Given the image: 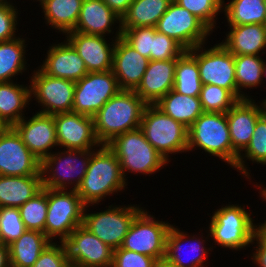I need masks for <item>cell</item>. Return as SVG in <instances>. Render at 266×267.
Masks as SVG:
<instances>
[{
	"label": "cell",
	"instance_id": "6da1fadb",
	"mask_svg": "<svg viewBox=\"0 0 266 267\" xmlns=\"http://www.w3.org/2000/svg\"><path fill=\"white\" fill-rule=\"evenodd\" d=\"M147 104L135 91L121 90L93 116L96 137L107 145L116 136L140 127Z\"/></svg>",
	"mask_w": 266,
	"mask_h": 267
},
{
	"label": "cell",
	"instance_id": "7a4b0ae2",
	"mask_svg": "<svg viewBox=\"0 0 266 267\" xmlns=\"http://www.w3.org/2000/svg\"><path fill=\"white\" fill-rule=\"evenodd\" d=\"M101 146L97 153L92 152L86 174L76 190L85 207L100 202L102 197L122 190L126 185L115 153L107 145Z\"/></svg>",
	"mask_w": 266,
	"mask_h": 267
},
{
	"label": "cell",
	"instance_id": "3957f363",
	"mask_svg": "<svg viewBox=\"0 0 266 267\" xmlns=\"http://www.w3.org/2000/svg\"><path fill=\"white\" fill-rule=\"evenodd\" d=\"M107 146L119 160L124 177L126 170L152 174L167 163V160L146 140L140 127L116 136Z\"/></svg>",
	"mask_w": 266,
	"mask_h": 267
},
{
	"label": "cell",
	"instance_id": "277c9868",
	"mask_svg": "<svg viewBox=\"0 0 266 267\" xmlns=\"http://www.w3.org/2000/svg\"><path fill=\"white\" fill-rule=\"evenodd\" d=\"M140 128L146 140L168 161V154L188 150V128L164 114L157 106L147 105Z\"/></svg>",
	"mask_w": 266,
	"mask_h": 267
},
{
	"label": "cell",
	"instance_id": "5b68a950",
	"mask_svg": "<svg viewBox=\"0 0 266 267\" xmlns=\"http://www.w3.org/2000/svg\"><path fill=\"white\" fill-rule=\"evenodd\" d=\"M200 147L232 165V143L226 113L203 112L188 128V150Z\"/></svg>",
	"mask_w": 266,
	"mask_h": 267
},
{
	"label": "cell",
	"instance_id": "8992f818",
	"mask_svg": "<svg viewBox=\"0 0 266 267\" xmlns=\"http://www.w3.org/2000/svg\"><path fill=\"white\" fill-rule=\"evenodd\" d=\"M85 209L76 190L66 192L64 189L48 188L46 237L51 240L52 237L59 236L61 242H64L78 226L83 224Z\"/></svg>",
	"mask_w": 266,
	"mask_h": 267
},
{
	"label": "cell",
	"instance_id": "52a82bcc",
	"mask_svg": "<svg viewBox=\"0 0 266 267\" xmlns=\"http://www.w3.org/2000/svg\"><path fill=\"white\" fill-rule=\"evenodd\" d=\"M210 224V236L220 246L236 250L254 241L255 225L241 206L222 207L214 213Z\"/></svg>",
	"mask_w": 266,
	"mask_h": 267
},
{
	"label": "cell",
	"instance_id": "ba28073f",
	"mask_svg": "<svg viewBox=\"0 0 266 267\" xmlns=\"http://www.w3.org/2000/svg\"><path fill=\"white\" fill-rule=\"evenodd\" d=\"M121 91L112 70L88 72L75 82L72 112L94 116L101 107Z\"/></svg>",
	"mask_w": 266,
	"mask_h": 267
},
{
	"label": "cell",
	"instance_id": "9c48e42d",
	"mask_svg": "<svg viewBox=\"0 0 266 267\" xmlns=\"http://www.w3.org/2000/svg\"><path fill=\"white\" fill-rule=\"evenodd\" d=\"M143 210L133 220L121 248L150 256L154 259L166 256L167 235L170 224L150 218Z\"/></svg>",
	"mask_w": 266,
	"mask_h": 267
},
{
	"label": "cell",
	"instance_id": "30bf717a",
	"mask_svg": "<svg viewBox=\"0 0 266 267\" xmlns=\"http://www.w3.org/2000/svg\"><path fill=\"white\" fill-rule=\"evenodd\" d=\"M156 31L178 42L185 50L203 45L211 31L201 20L172 1L157 22ZM203 42V43H202Z\"/></svg>",
	"mask_w": 266,
	"mask_h": 267
},
{
	"label": "cell",
	"instance_id": "8fae6325",
	"mask_svg": "<svg viewBox=\"0 0 266 267\" xmlns=\"http://www.w3.org/2000/svg\"><path fill=\"white\" fill-rule=\"evenodd\" d=\"M104 212L83 213V226L113 250L121 247L139 207H111Z\"/></svg>",
	"mask_w": 266,
	"mask_h": 267
},
{
	"label": "cell",
	"instance_id": "7c38bea8",
	"mask_svg": "<svg viewBox=\"0 0 266 267\" xmlns=\"http://www.w3.org/2000/svg\"><path fill=\"white\" fill-rule=\"evenodd\" d=\"M200 48L201 45L188 51L197 60L202 84L225 88L237 98L234 55L221 43L204 52L199 51Z\"/></svg>",
	"mask_w": 266,
	"mask_h": 267
},
{
	"label": "cell",
	"instance_id": "4fadbf2b",
	"mask_svg": "<svg viewBox=\"0 0 266 267\" xmlns=\"http://www.w3.org/2000/svg\"><path fill=\"white\" fill-rule=\"evenodd\" d=\"M262 115V108L254 104L251 99L238 100L226 112L232 143V166L239 169L242 174H246L245 176L248 172L240 152L249 144L255 124Z\"/></svg>",
	"mask_w": 266,
	"mask_h": 267
},
{
	"label": "cell",
	"instance_id": "5bb4252c",
	"mask_svg": "<svg viewBox=\"0 0 266 267\" xmlns=\"http://www.w3.org/2000/svg\"><path fill=\"white\" fill-rule=\"evenodd\" d=\"M0 175H42L41 161L26 147L13 127L0 135Z\"/></svg>",
	"mask_w": 266,
	"mask_h": 267
},
{
	"label": "cell",
	"instance_id": "9a60e30c",
	"mask_svg": "<svg viewBox=\"0 0 266 267\" xmlns=\"http://www.w3.org/2000/svg\"><path fill=\"white\" fill-rule=\"evenodd\" d=\"M31 81L30 94H34L38 102L46 107L40 113L72 112L75 82L49 76L41 69L35 72Z\"/></svg>",
	"mask_w": 266,
	"mask_h": 267
},
{
	"label": "cell",
	"instance_id": "2e32d148",
	"mask_svg": "<svg viewBox=\"0 0 266 267\" xmlns=\"http://www.w3.org/2000/svg\"><path fill=\"white\" fill-rule=\"evenodd\" d=\"M64 244L69 261L85 267H112L113 265V249L83 225L78 226Z\"/></svg>",
	"mask_w": 266,
	"mask_h": 267
},
{
	"label": "cell",
	"instance_id": "e0dca14e",
	"mask_svg": "<svg viewBox=\"0 0 266 267\" xmlns=\"http://www.w3.org/2000/svg\"><path fill=\"white\" fill-rule=\"evenodd\" d=\"M65 153L68 155L67 157H66V155L64 157H62L60 153L59 154H51L50 153L41 162V174H42L43 188L66 190L65 189V187L67 186L66 181L74 180V178H71L74 176V174H76L78 178L75 180L76 183L72 189L77 190V188L81 185L83 177L86 174L89 161L91 159L92 151L91 150L89 151V150L67 149V151ZM58 155H59V157H58ZM76 155L79 157L81 156L84 159V160L80 159V165L78 164L79 163L78 162L79 157H77ZM62 158H65V159H62ZM54 164L55 165L58 164L61 169L58 167L53 168ZM79 167H80V169H78ZM48 169L51 170L50 172H52L53 174L50 177L46 178L44 176L46 175V172L49 173ZM59 170L60 171L62 170V173H60ZM58 172L60 174H57Z\"/></svg>",
	"mask_w": 266,
	"mask_h": 267
},
{
	"label": "cell",
	"instance_id": "ac0fdd59",
	"mask_svg": "<svg viewBox=\"0 0 266 267\" xmlns=\"http://www.w3.org/2000/svg\"><path fill=\"white\" fill-rule=\"evenodd\" d=\"M54 123L59 146L90 150L92 146L101 144L96 137L92 116L75 112L57 113L54 114Z\"/></svg>",
	"mask_w": 266,
	"mask_h": 267
},
{
	"label": "cell",
	"instance_id": "d6986e66",
	"mask_svg": "<svg viewBox=\"0 0 266 267\" xmlns=\"http://www.w3.org/2000/svg\"><path fill=\"white\" fill-rule=\"evenodd\" d=\"M112 46L114 47L112 72L121 90L135 91L142 81L150 60L140 55L122 38L121 29Z\"/></svg>",
	"mask_w": 266,
	"mask_h": 267
},
{
	"label": "cell",
	"instance_id": "ffe728a7",
	"mask_svg": "<svg viewBox=\"0 0 266 267\" xmlns=\"http://www.w3.org/2000/svg\"><path fill=\"white\" fill-rule=\"evenodd\" d=\"M13 128L41 162L50 154V147L58 145L54 115L38 112L28 122L22 118Z\"/></svg>",
	"mask_w": 266,
	"mask_h": 267
},
{
	"label": "cell",
	"instance_id": "44dd1931",
	"mask_svg": "<svg viewBox=\"0 0 266 267\" xmlns=\"http://www.w3.org/2000/svg\"><path fill=\"white\" fill-rule=\"evenodd\" d=\"M176 59L150 60L135 93L147 104L155 105L174 86Z\"/></svg>",
	"mask_w": 266,
	"mask_h": 267
},
{
	"label": "cell",
	"instance_id": "7402d4cb",
	"mask_svg": "<svg viewBox=\"0 0 266 267\" xmlns=\"http://www.w3.org/2000/svg\"><path fill=\"white\" fill-rule=\"evenodd\" d=\"M67 41L83 59L88 72H106L112 70L113 51L104 36L89 35L81 32H69Z\"/></svg>",
	"mask_w": 266,
	"mask_h": 267
},
{
	"label": "cell",
	"instance_id": "603a6c76",
	"mask_svg": "<svg viewBox=\"0 0 266 267\" xmlns=\"http://www.w3.org/2000/svg\"><path fill=\"white\" fill-rule=\"evenodd\" d=\"M47 54L41 70L49 76L77 82L88 73L83 59L68 41L52 46Z\"/></svg>",
	"mask_w": 266,
	"mask_h": 267
},
{
	"label": "cell",
	"instance_id": "cb8c5ba5",
	"mask_svg": "<svg viewBox=\"0 0 266 267\" xmlns=\"http://www.w3.org/2000/svg\"><path fill=\"white\" fill-rule=\"evenodd\" d=\"M42 189V175H0V207L19 208Z\"/></svg>",
	"mask_w": 266,
	"mask_h": 267
},
{
	"label": "cell",
	"instance_id": "d4e9b609",
	"mask_svg": "<svg viewBox=\"0 0 266 267\" xmlns=\"http://www.w3.org/2000/svg\"><path fill=\"white\" fill-rule=\"evenodd\" d=\"M230 27L231 31L221 44L234 56L258 55L266 47V25L245 24Z\"/></svg>",
	"mask_w": 266,
	"mask_h": 267
},
{
	"label": "cell",
	"instance_id": "484cf974",
	"mask_svg": "<svg viewBox=\"0 0 266 267\" xmlns=\"http://www.w3.org/2000/svg\"><path fill=\"white\" fill-rule=\"evenodd\" d=\"M118 17L103 0H83L75 32L104 36L111 32L110 26Z\"/></svg>",
	"mask_w": 266,
	"mask_h": 267
},
{
	"label": "cell",
	"instance_id": "4316f807",
	"mask_svg": "<svg viewBox=\"0 0 266 267\" xmlns=\"http://www.w3.org/2000/svg\"><path fill=\"white\" fill-rule=\"evenodd\" d=\"M51 242L43 232L26 230L8 246L10 267H32Z\"/></svg>",
	"mask_w": 266,
	"mask_h": 267
},
{
	"label": "cell",
	"instance_id": "83f0119b",
	"mask_svg": "<svg viewBox=\"0 0 266 267\" xmlns=\"http://www.w3.org/2000/svg\"><path fill=\"white\" fill-rule=\"evenodd\" d=\"M173 0H134L120 19V29L155 27Z\"/></svg>",
	"mask_w": 266,
	"mask_h": 267
},
{
	"label": "cell",
	"instance_id": "f1b7e54d",
	"mask_svg": "<svg viewBox=\"0 0 266 267\" xmlns=\"http://www.w3.org/2000/svg\"><path fill=\"white\" fill-rule=\"evenodd\" d=\"M155 106L187 128L203 113L199 97L183 95L173 89L163 96Z\"/></svg>",
	"mask_w": 266,
	"mask_h": 267
},
{
	"label": "cell",
	"instance_id": "f546056e",
	"mask_svg": "<svg viewBox=\"0 0 266 267\" xmlns=\"http://www.w3.org/2000/svg\"><path fill=\"white\" fill-rule=\"evenodd\" d=\"M30 93V89L19 84L0 82V120L8 127L23 118L21 112L31 98Z\"/></svg>",
	"mask_w": 266,
	"mask_h": 267
},
{
	"label": "cell",
	"instance_id": "4dcf8cb0",
	"mask_svg": "<svg viewBox=\"0 0 266 267\" xmlns=\"http://www.w3.org/2000/svg\"><path fill=\"white\" fill-rule=\"evenodd\" d=\"M83 0H44L41 5L48 23L64 33L75 30Z\"/></svg>",
	"mask_w": 266,
	"mask_h": 267
},
{
	"label": "cell",
	"instance_id": "1f68e13d",
	"mask_svg": "<svg viewBox=\"0 0 266 267\" xmlns=\"http://www.w3.org/2000/svg\"><path fill=\"white\" fill-rule=\"evenodd\" d=\"M202 82L195 57L185 50L177 59L173 90L193 97H199Z\"/></svg>",
	"mask_w": 266,
	"mask_h": 267
},
{
	"label": "cell",
	"instance_id": "d6a6232c",
	"mask_svg": "<svg viewBox=\"0 0 266 267\" xmlns=\"http://www.w3.org/2000/svg\"><path fill=\"white\" fill-rule=\"evenodd\" d=\"M225 7L230 26L245 24L266 25V8L264 0H232Z\"/></svg>",
	"mask_w": 266,
	"mask_h": 267
},
{
	"label": "cell",
	"instance_id": "836d02e7",
	"mask_svg": "<svg viewBox=\"0 0 266 267\" xmlns=\"http://www.w3.org/2000/svg\"><path fill=\"white\" fill-rule=\"evenodd\" d=\"M235 78L237 84V99H247L244 94H240V87L251 88L262 79L263 60L258 55H237L234 56Z\"/></svg>",
	"mask_w": 266,
	"mask_h": 267
},
{
	"label": "cell",
	"instance_id": "e575fe53",
	"mask_svg": "<svg viewBox=\"0 0 266 267\" xmlns=\"http://www.w3.org/2000/svg\"><path fill=\"white\" fill-rule=\"evenodd\" d=\"M24 41L15 38L0 42V82H9L10 77L25 69Z\"/></svg>",
	"mask_w": 266,
	"mask_h": 267
},
{
	"label": "cell",
	"instance_id": "d590c367",
	"mask_svg": "<svg viewBox=\"0 0 266 267\" xmlns=\"http://www.w3.org/2000/svg\"><path fill=\"white\" fill-rule=\"evenodd\" d=\"M187 234H184L183 232H180L179 229L177 230L173 226L170 228L169 233L167 235V244H166V256L171 262H173L177 267H203L202 263L206 257L207 251H205L204 246L200 247L201 241L196 239V244H190L191 251L197 252L196 255L192 256L190 258L188 264H185L179 253V250L181 251L182 248V242L185 239ZM200 242V243H199ZM200 244V245H198Z\"/></svg>",
	"mask_w": 266,
	"mask_h": 267
},
{
	"label": "cell",
	"instance_id": "8d00e7d4",
	"mask_svg": "<svg viewBox=\"0 0 266 267\" xmlns=\"http://www.w3.org/2000/svg\"><path fill=\"white\" fill-rule=\"evenodd\" d=\"M48 208V188H43L19 207L21 219L27 230H37L45 234V222Z\"/></svg>",
	"mask_w": 266,
	"mask_h": 267
},
{
	"label": "cell",
	"instance_id": "74e56055",
	"mask_svg": "<svg viewBox=\"0 0 266 267\" xmlns=\"http://www.w3.org/2000/svg\"><path fill=\"white\" fill-rule=\"evenodd\" d=\"M199 99L203 112L226 113L238 99L227 89L202 84Z\"/></svg>",
	"mask_w": 266,
	"mask_h": 267
},
{
	"label": "cell",
	"instance_id": "f35d334b",
	"mask_svg": "<svg viewBox=\"0 0 266 267\" xmlns=\"http://www.w3.org/2000/svg\"><path fill=\"white\" fill-rule=\"evenodd\" d=\"M2 244L9 246L27 230L18 207H0Z\"/></svg>",
	"mask_w": 266,
	"mask_h": 267
},
{
	"label": "cell",
	"instance_id": "ab89813d",
	"mask_svg": "<svg viewBox=\"0 0 266 267\" xmlns=\"http://www.w3.org/2000/svg\"><path fill=\"white\" fill-rule=\"evenodd\" d=\"M201 20L211 31L214 18L222 9L223 0H173Z\"/></svg>",
	"mask_w": 266,
	"mask_h": 267
},
{
	"label": "cell",
	"instance_id": "60d3db41",
	"mask_svg": "<svg viewBox=\"0 0 266 267\" xmlns=\"http://www.w3.org/2000/svg\"><path fill=\"white\" fill-rule=\"evenodd\" d=\"M155 32V27H134L125 29L122 38L140 55L151 60L152 39Z\"/></svg>",
	"mask_w": 266,
	"mask_h": 267
},
{
	"label": "cell",
	"instance_id": "b9f144b4",
	"mask_svg": "<svg viewBox=\"0 0 266 267\" xmlns=\"http://www.w3.org/2000/svg\"><path fill=\"white\" fill-rule=\"evenodd\" d=\"M243 151L248 159L266 165V117L264 115L257 120L251 140Z\"/></svg>",
	"mask_w": 266,
	"mask_h": 267
},
{
	"label": "cell",
	"instance_id": "7bdbcfd3",
	"mask_svg": "<svg viewBox=\"0 0 266 267\" xmlns=\"http://www.w3.org/2000/svg\"><path fill=\"white\" fill-rule=\"evenodd\" d=\"M185 49L174 39L165 34L155 32L152 39L151 60L177 59Z\"/></svg>",
	"mask_w": 266,
	"mask_h": 267
},
{
	"label": "cell",
	"instance_id": "ee69618b",
	"mask_svg": "<svg viewBox=\"0 0 266 267\" xmlns=\"http://www.w3.org/2000/svg\"><path fill=\"white\" fill-rule=\"evenodd\" d=\"M156 259L123 248L113 250L112 267H154Z\"/></svg>",
	"mask_w": 266,
	"mask_h": 267
},
{
	"label": "cell",
	"instance_id": "f6af8a7d",
	"mask_svg": "<svg viewBox=\"0 0 266 267\" xmlns=\"http://www.w3.org/2000/svg\"><path fill=\"white\" fill-rule=\"evenodd\" d=\"M67 261L68 253L64 242H61V246L51 242L32 267H63Z\"/></svg>",
	"mask_w": 266,
	"mask_h": 267
},
{
	"label": "cell",
	"instance_id": "bcb514c9",
	"mask_svg": "<svg viewBox=\"0 0 266 267\" xmlns=\"http://www.w3.org/2000/svg\"><path fill=\"white\" fill-rule=\"evenodd\" d=\"M10 3L0 4V42L15 39L17 12Z\"/></svg>",
	"mask_w": 266,
	"mask_h": 267
},
{
	"label": "cell",
	"instance_id": "7dc6e473",
	"mask_svg": "<svg viewBox=\"0 0 266 267\" xmlns=\"http://www.w3.org/2000/svg\"><path fill=\"white\" fill-rule=\"evenodd\" d=\"M256 239L259 244L256 248V253L253 255V260L260 267H266V226L264 224L256 227L255 234L253 236V240Z\"/></svg>",
	"mask_w": 266,
	"mask_h": 267
},
{
	"label": "cell",
	"instance_id": "c3c4849f",
	"mask_svg": "<svg viewBox=\"0 0 266 267\" xmlns=\"http://www.w3.org/2000/svg\"><path fill=\"white\" fill-rule=\"evenodd\" d=\"M134 0H103V2L120 18L126 13Z\"/></svg>",
	"mask_w": 266,
	"mask_h": 267
},
{
	"label": "cell",
	"instance_id": "681fc988",
	"mask_svg": "<svg viewBox=\"0 0 266 267\" xmlns=\"http://www.w3.org/2000/svg\"><path fill=\"white\" fill-rule=\"evenodd\" d=\"M0 267H10L9 247L0 244Z\"/></svg>",
	"mask_w": 266,
	"mask_h": 267
},
{
	"label": "cell",
	"instance_id": "f907efd6",
	"mask_svg": "<svg viewBox=\"0 0 266 267\" xmlns=\"http://www.w3.org/2000/svg\"><path fill=\"white\" fill-rule=\"evenodd\" d=\"M154 267H177L167 257L159 258L156 260Z\"/></svg>",
	"mask_w": 266,
	"mask_h": 267
},
{
	"label": "cell",
	"instance_id": "816d5d0a",
	"mask_svg": "<svg viewBox=\"0 0 266 267\" xmlns=\"http://www.w3.org/2000/svg\"><path fill=\"white\" fill-rule=\"evenodd\" d=\"M63 267H85V266L68 260Z\"/></svg>",
	"mask_w": 266,
	"mask_h": 267
},
{
	"label": "cell",
	"instance_id": "f5cc1de1",
	"mask_svg": "<svg viewBox=\"0 0 266 267\" xmlns=\"http://www.w3.org/2000/svg\"><path fill=\"white\" fill-rule=\"evenodd\" d=\"M7 125L0 120V135L7 129Z\"/></svg>",
	"mask_w": 266,
	"mask_h": 267
},
{
	"label": "cell",
	"instance_id": "db71d44e",
	"mask_svg": "<svg viewBox=\"0 0 266 267\" xmlns=\"http://www.w3.org/2000/svg\"><path fill=\"white\" fill-rule=\"evenodd\" d=\"M262 106V114L266 117V100H264Z\"/></svg>",
	"mask_w": 266,
	"mask_h": 267
},
{
	"label": "cell",
	"instance_id": "11a10c76",
	"mask_svg": "<svg viewBox=\"0 0 266 267\" xmlns=\"http://www.w3.org/2000/svg\"><path fill=\"white\" fill-rule=\"evenodd\" d=\"M264 74H266V64H265V62L263 64V68H262V76H264Z\"/></svg>",
	"mask_w": 266,
	"mask_h": 267
},
{
	"label": "cell",
	"instance_id": "9f6ffc18",
	"mask_svg": "<svg viewBox=\"0 0 266 267\" xmlns=\"http://www.w3.org/2000/svg\"><path fill=\"white\" fill-rule=\"evenodd\" d=\"M261 193H262V196L264 197V199H266V189H264ZM264 225L266 226V221H265Z\"/></svg>",
	"mask_w": 266,
	"mask_h": 267
},
{
	"label": "cell",
	"instance_id": "6f0895ef",
	"mask_svg": "<svg viewBox=\"0 0 266 267\" xmlns=\"http://www.w3.org/2000/svg\"><path fill=\"white\" fill-rule=\"evenodd\" d=\"M0 244H2L1 226H0Z\"/></svg>",
	"mask_w": 266,
	"mask_h": 267
},
{
	"label": "cell",
	"instance_id": "680465c9",
	"mask_svg": "<svg viewBox=\"0 0 266 267\" xmlns=\"http://www.w3.org/2000/svg\"><path fill=\"white\" fill-rule=\"evenodd\" d=\"M8 3L5 0H0V4Z\"/></svg>",
	"mask_w": 266,
	"mask_h": 267
}]
</instances>
